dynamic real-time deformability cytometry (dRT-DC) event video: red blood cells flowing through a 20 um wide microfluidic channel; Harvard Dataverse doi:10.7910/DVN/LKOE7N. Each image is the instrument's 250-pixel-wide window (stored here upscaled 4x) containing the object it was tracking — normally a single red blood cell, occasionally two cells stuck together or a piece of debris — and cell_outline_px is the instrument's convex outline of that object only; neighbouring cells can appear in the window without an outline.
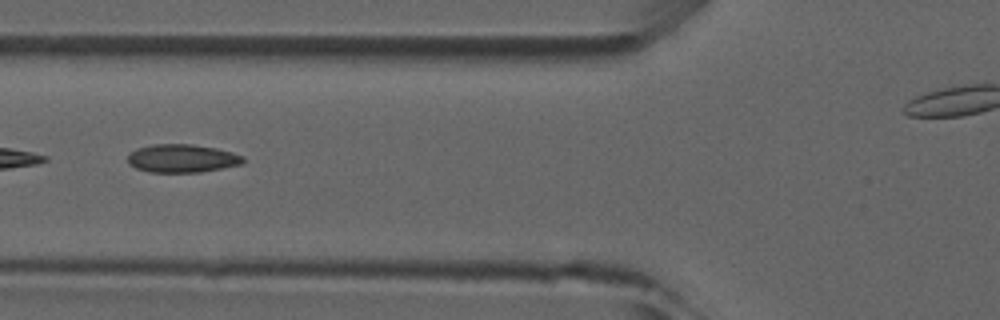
{"species": "common noctule bat (a hibernating species)", "species_latin": "Nyctalus noctula", "temperature_condition": "room temperature", "stored_images_in_passage": 6, "camera_frame_rate_fps": 3000, "um_per_image_px": 0.085, "animal": {"sex": "male", "forearm_length_mm": 52.5}, "frame": {"image": 1, "passage_image": 5, "time_ms": 5.667, "image_size_px": [1000, 320], "cell_outline_px": [[244, 164], [200, 172], [148, 172], [136, 168], [128, 164], [128, 156], [136, 148], [152, 144], [192, 144], [216, 148], [232, 152], [244, 156]], "centroid_in_image_um": [15.49, 13.46], "position_along_channel_um": 110.3, "area_um2": 19.07}}
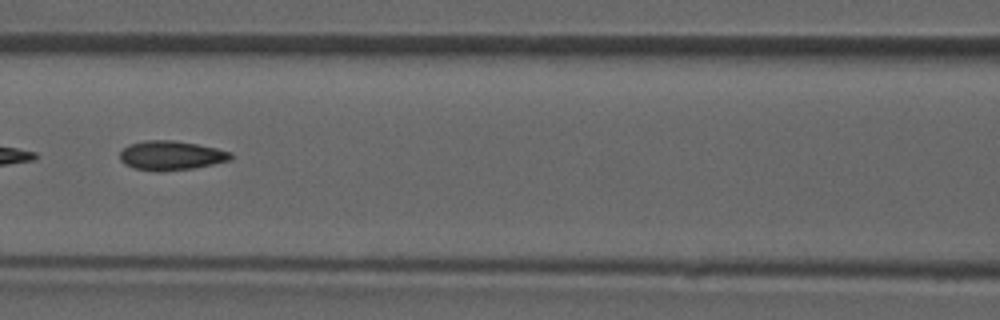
{"frame": {"image": 2, "passage_image": 6, "time_ms": 6.667, "image_size_px": [1000, 320], "cell_outline_px": [[232, 160], [192, 168], [156, 172], [132, 168], [124, 164], [120, 160], [120, 152], [128, 144], [148, 140], [172, 140], [196, 144], [216, 148], [232, 152]], "centroid_in_image_um": [14.52, 13.22], "position_along_channel_um": 152.1, "area_um2": 18.96}}